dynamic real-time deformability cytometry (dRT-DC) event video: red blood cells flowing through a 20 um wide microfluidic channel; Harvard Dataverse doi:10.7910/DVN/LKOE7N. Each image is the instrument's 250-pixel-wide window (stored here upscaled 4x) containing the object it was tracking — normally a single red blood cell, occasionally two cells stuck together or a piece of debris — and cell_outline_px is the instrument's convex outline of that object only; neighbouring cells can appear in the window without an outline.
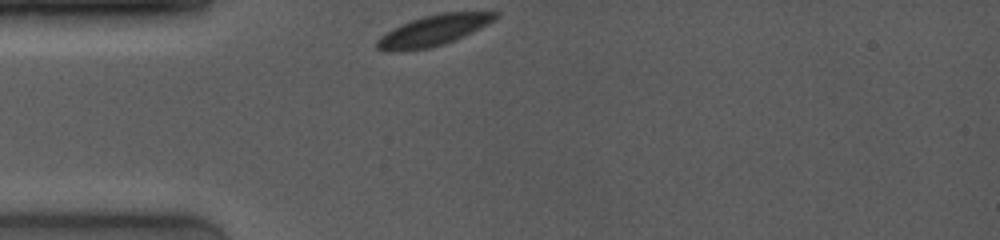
{"species": "common noctule bat (a hibernating species)", "species_latin": "Nyctalus noctula", "temperature_condition": "room temperature", "stored_images_in_passage": 32, "camera_frame_rate_fps": 4000, "um_per_image_px": 0.085, "animal": {"sex": "female", "body_mass_g": 19.0, "forearm_length_mm": 53.3}, "frame": {"image": 1, "passage_image": 1, "time_ms": 0.0, "image_size_px": [1000, 240], "cell_outline_px": [[500, 16], [464, 36], [444, 44], [432, 48], [392, 52], [388, 52], [376, 48], [376, 40], [380, 36], [392, 28], [412, 20], [424, 16], [440, 12], [496, 12]], "centroid_in_image_um": [36.78, 2.6], "position_along_channel_um": 48.2, "area_um2": 21.04}}
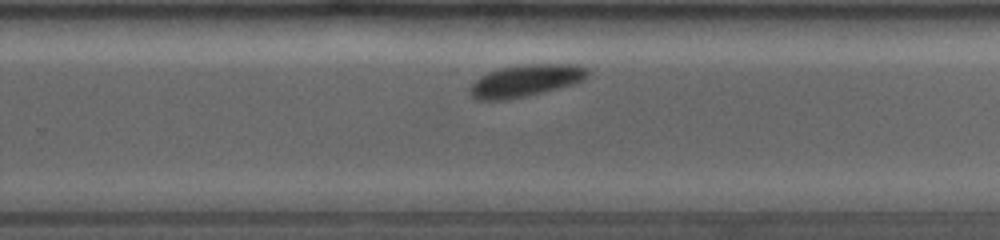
{"frame": {"image": 2, "passage_image": 23, "time_ms": 6.5, "image_size_px": [1000, 240], "cell_outline_px": [[592, 72], [584, 80], [572, 84], [508, 100], [476, 100], [472, 96], [468, 88], [480, 76], [488, 72], [500, 68], [524, 64], [576, 64], [588, 68]], "centroid_in_image_um": [44.69, 6.84], "position_along_channel_um": 285.1, "area_um2": 21.96}}
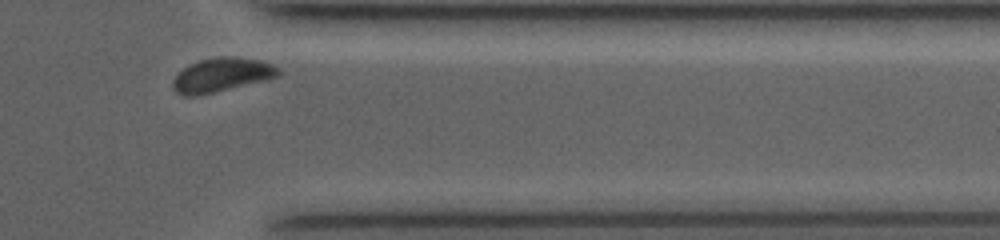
{"frame": {"image": 3, "passage_image": 30, "time_ms": 9.25, "image_size_px": [1000, 240], "cell_outline_px": [[280, 76], [268, 80], [196, 96], [184, 96], [176, 92], [172, 88], [172, 80], [188, 64], [200, 60], [220, 56], [228, 56], [260, 60], [272, 64], [280, 68]], "centroid_in_image_um": [18.86, 6.37], "position_along_channel_um": 392.5, "area_um2": 20.98}, "authors_computed_cell_mechanics": {"area_um2": 22.3108, "velocity_mm_per_s": 3.8567, "shape_relaxation_time_tau1_ms": 1.7535, "shape_relaxation_time_tau2_ms": null, "deformation_change_tau1": 0.0376, "deformation_change_tau2": null}}